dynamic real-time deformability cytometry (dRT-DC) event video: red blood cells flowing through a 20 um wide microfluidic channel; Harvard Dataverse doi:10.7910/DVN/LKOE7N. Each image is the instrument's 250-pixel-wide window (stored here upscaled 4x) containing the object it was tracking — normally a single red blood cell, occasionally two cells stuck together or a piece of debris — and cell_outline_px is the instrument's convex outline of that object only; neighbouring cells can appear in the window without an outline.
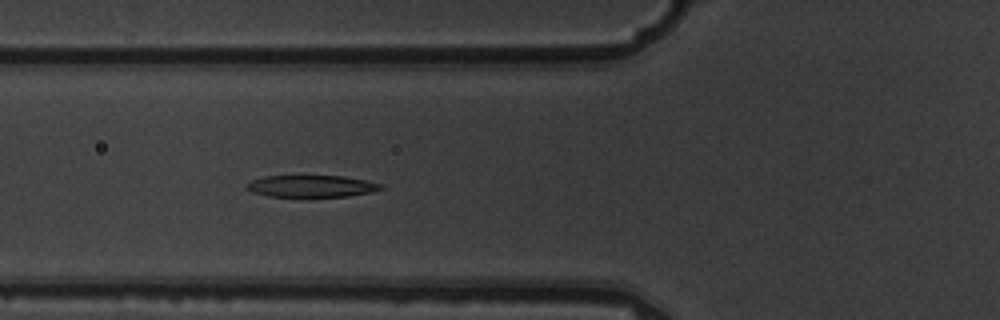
{"species": "common noctule bat (a hibernating species)", "species_latin": "Nyctalus noctula", "temperature_condition": "warm", "stored_images_in_passage": 5, "camera_frame_rate_fps": 3000, "um_per_image_px": 0.085, "animal": {"sex": "male", "body_mass_g": 19.5, "forearm_length_mm": 54.6}, "frame": {"image": 1, "passage_image": 5, "time_ms": 1.333, "image_size_px": [1000, 320], "cell_outline_px": [[384, 188], [372, 192], [348, 196], [268, 196], [252, 192], [244, 188], [244, 184], [252, 180], [264, 176], [344, 176], [364, 180], [380, 184]], "centroid_in_image_um": [26.42, 15.82], "position_along_channel_um": 99.4, "area_um2": 16.99}}